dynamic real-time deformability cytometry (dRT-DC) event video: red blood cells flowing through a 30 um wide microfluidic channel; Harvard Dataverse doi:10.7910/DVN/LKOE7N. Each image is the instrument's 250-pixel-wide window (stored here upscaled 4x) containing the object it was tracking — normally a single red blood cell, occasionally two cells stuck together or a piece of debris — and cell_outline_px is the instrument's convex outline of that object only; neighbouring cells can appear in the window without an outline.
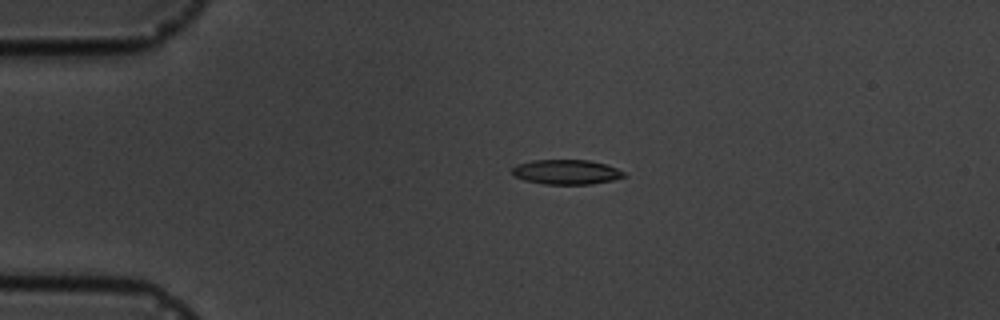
{"species": "common noctule bat (a hibernating species)", "species_latin": "Nyctalus noctula", "temperature_condition": "cold", "stored_images_in_passage": 4, "camera_frame_rate_fps": 3000, "um_per_image_px": 0.085, "animal": {"sex": "male", "body_mass_g": 19.5, "forearm_length_mm": 54.6}, "frame": {"image": 1, "passage_image": 3, "time_ms": 3.333, "image_size_px": [1000, 320], "cell_outline_px": [[628, 176], [612, 180], [592, 184], [544, 184], [524, 180], [512, 176], [512, 168], [516, 164], [532, 160], [588, 160], [608, 164], [624, 172]], "centroid_in_image_um": [48.13, 14.62], "position_along_channel_um": 36.9, "area_um2": 16.3}}